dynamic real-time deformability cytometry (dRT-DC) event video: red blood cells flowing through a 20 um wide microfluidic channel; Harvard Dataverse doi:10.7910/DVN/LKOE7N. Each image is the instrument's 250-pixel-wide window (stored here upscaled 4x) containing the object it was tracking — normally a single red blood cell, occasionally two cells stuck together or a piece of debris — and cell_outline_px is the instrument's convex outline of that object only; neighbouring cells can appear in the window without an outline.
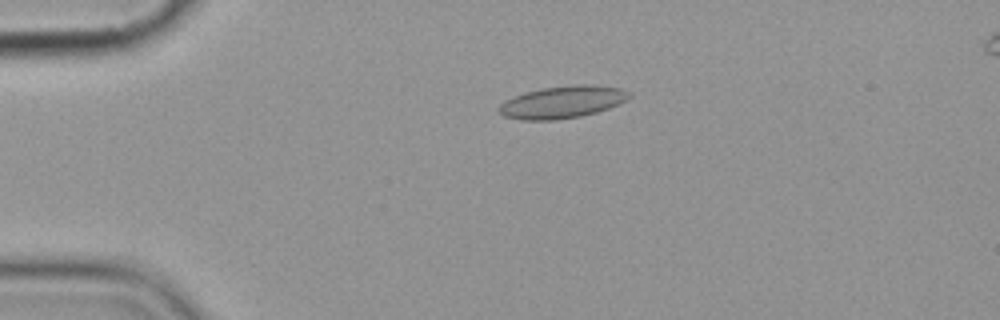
{"species": "common noctule bat (a hibernating species)", "species_latin": "Nyctalus noctula", "temperature_condition": "cold", "stored_images_in_passage": 2, "camera_frame_rate_fps": 3000, "um_per_image_px": 0.085, "animal": {"sex": "female", "body_mass_g": 19.9}, "frame": {"image": 1, "passage_image": 1, "time_ms": 0.0, "image_size_px": [1000, 320], "cell_outline_px": [[632, 96], [628, 100], [608, 108], [596, 112], [580, 116], [556, 120], [520, 120], [504, 116], [496, 108], [500, 104], [524, 92], [540, 88], [576, 84], [592, 84], [620, 88], [628, 92]], "centroid_in_image_um": [47.81, 8.67], "position_along_channel_um": 37.2, "area_um2": 24.51}}